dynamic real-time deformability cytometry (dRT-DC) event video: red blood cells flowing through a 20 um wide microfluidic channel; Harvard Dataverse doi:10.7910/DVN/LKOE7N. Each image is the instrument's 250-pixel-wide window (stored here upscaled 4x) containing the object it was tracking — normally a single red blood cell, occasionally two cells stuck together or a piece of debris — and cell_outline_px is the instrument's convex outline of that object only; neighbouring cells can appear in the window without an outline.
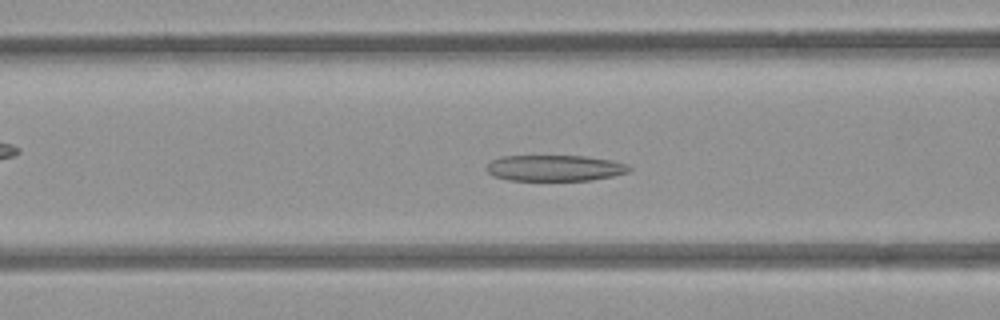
{"species": "common noctule bat (a hibernating species)", "species_latin": "Nyctalus noctula", "temperature_condition": "room temperature", "stored_images_in_passage": 41, "camera_frame_rate_fps": 3000, "um_per_image_px": 0.085, "animal": {"sex": "female", "body_mass_g": 21.9}, "frame": {"image": 1, "passage_image": 9, "time_ms": 2.667, "image_size_px": [1000, 320], "cell_outline_px": [[632, 168], [628, 172], [612, 176], [592, 180], [508, 180], [492, 176], [484, 168], [492, 160], [500, 156], [584, 156], [612, 160], [628, 164]], "centroid_in_image_um": [47.14, 14.28], "position_along_channel_um": 119.5, "area_um2": 21.73}}
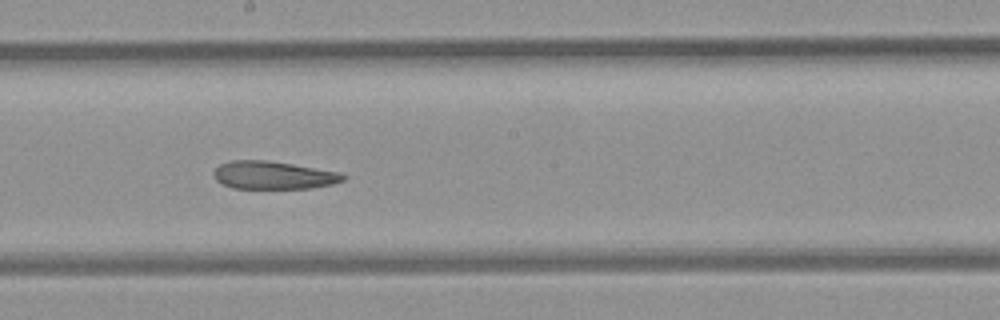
{"frame": {"image": 2, "passage_image": 17, "time_ms": 5.333, "image_size_px": [1000, 320], "cell_outline_px": [[348, 176], [344, 180], [332, 184], [312, 188], [232, 188], [220, 184], [216, 180], [212, 172], [220, 164], [232, 160], [268, 160], [340, 172]], "centroid_in_image_um": [23.22, 14.89], "position_along_channel_um": 225.0, "area_um2": 21.15}}
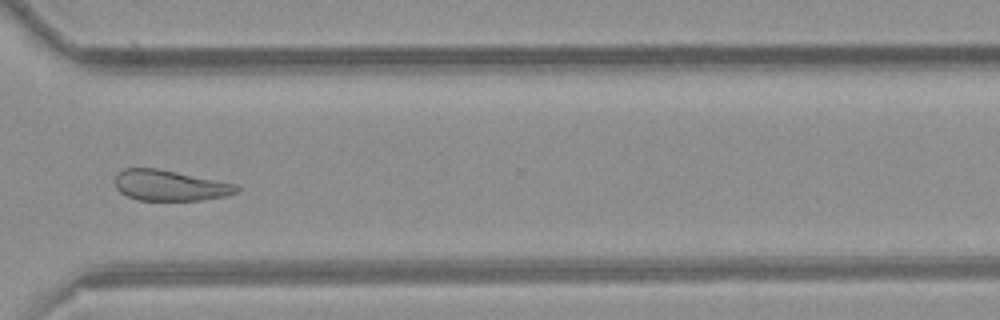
{"frame": {"image": 3, "passage_image": 27, "time_ms": 8.667, "image_size_px": [1000, 320], "cell_outline_px": [[240, 188], [236, 192], [224, 196], [200, 200], [136, 200], [120, 192], [116, 188], [116, 176], [124, 168], [156, 168], [236, 184]], "centroid_in_image_um": [14.42, 15.77], "position_along_channel_um": 356.2, "area_um2": 21.39}, "authors_computed_cell_mechanics": {"area_um2": 23.409, "velocity_mm_per_s": 3.9399, "shape_relaxation_time_tau1_ms": null, "shape_relaxation_time_tau2_ms": 6.4415, "deformation_change_tau1": null, "deformation_change_tau2": 0.1549}}